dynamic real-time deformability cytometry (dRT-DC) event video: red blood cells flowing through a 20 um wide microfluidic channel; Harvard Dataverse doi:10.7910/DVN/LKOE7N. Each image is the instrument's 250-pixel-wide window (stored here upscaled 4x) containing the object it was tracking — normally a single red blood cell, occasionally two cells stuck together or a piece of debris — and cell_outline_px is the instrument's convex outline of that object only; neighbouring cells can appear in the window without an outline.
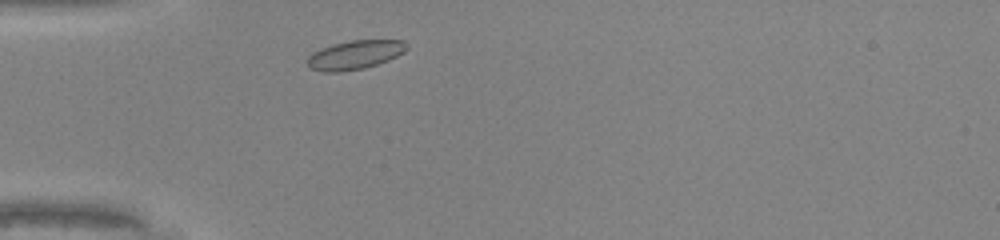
{"species": "common noctule bat (a hibernating species)", "species_latin": "Nyctalus noctula", "temperature_condition": "warm", "stored_images_in_passage": 29, "camera_frame_rate_fps": 3000, "um_per_image_px": 0.085, "animal": {"sex": "male", "body_mass_g": 20.0, "forearm_length_mm": 53.3}, "frame": {"image": 1, "passage_image": 3, "time_ms": 0.667, "image_size_px": [1000, 240], "cell_outline_px": [[408, 48], [404, 52], [388, 60], [364, 68], [340, 72], [324, 72], [308, 68], [308, 56], [312, 52], [320, 48], [332, 44], [352, 40], [404, 40], [408, 44]], "centroid_in_image_um": [30.15, 4.66], "position_along_channel_um": 54.8, "area_um2": 16.82}}
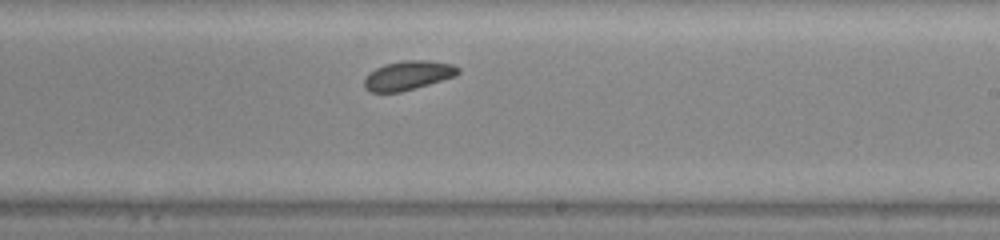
{"frame": {"image": 2, "passage_image": 18, "time_ms": 5.667, "image_size_px": [1000, 240], "cell_outline_px": [[460, 72], [456, 76], [400, 92], [368, 92], [364, 88], [364, 80], [368, 72], [384, 64], [404, 60], [428, 60], [452, 64], [460, 68]], "centroid_in_image_um": [34.66, 6.4], "position_along_channel_um": 254.3, "area_um2": 16.01}}
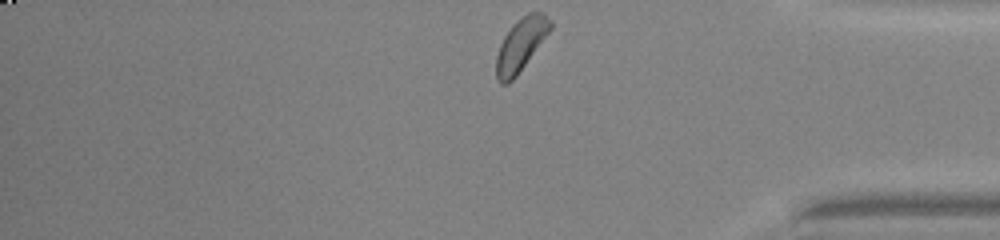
{"frame": {"image": 3, "passage_image": 29, "time_ms": 9.333, "image_size_px": [1000, 240], "cell_outline_px": [[552, 28], [516, 76], [508, 84], [500, 84], [496, 80], [496, 56], [500, 44], [504, 36], [512, 24], [516, 20], [528, 12], [544, 12], [552, 20]], "centroid_in_image_um": [44.26, 3.78], "position_along_channel_um": 390.9, "area_um2": 16.7}, "authors_computed_cell_mechanics": {"area_um2": 15.8372, "velocity_mm_per_s": 4.2075, "shape_relaxation_time_tau1_ms": 1.4268, "shape_relaxation_time_tau2_ms": 3.4559, "deformation_change_tau1": 0.0536, "deformation_change_tau2": 0.0699}}